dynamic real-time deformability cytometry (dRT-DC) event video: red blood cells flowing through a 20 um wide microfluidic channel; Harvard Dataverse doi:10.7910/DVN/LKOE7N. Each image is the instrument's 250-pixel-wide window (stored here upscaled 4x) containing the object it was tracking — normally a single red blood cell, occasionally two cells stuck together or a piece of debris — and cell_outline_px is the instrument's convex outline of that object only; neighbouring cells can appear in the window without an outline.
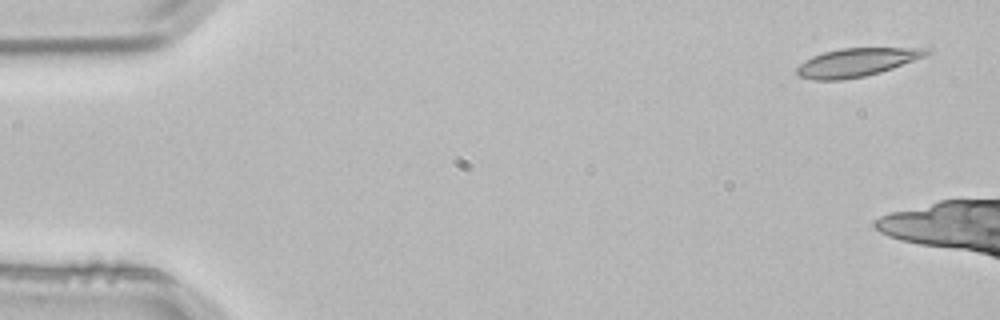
{"species": "common noctule bat (a hibernating species)", "species_latin": "Nyctalus noctula", "temperature_condition": "room temperature", "stored_images_in_passage": 3, "segment_of_instrument_passage": [2, 2], "camera_frame_rate_fps": 3000, "um_per_image_px": 0.085, "animal": {"sex": "male", "body_mass_g": 21.5, "forearm_length_mm": 52.0}, "frame": {"image": 1, "passage_image": 3, "time_ms": 0.667, "image_size_px": [1000, 320], "cell_outline_px": [[932, 52], [924, 56], [892, 68], [880, 72], [864, 76], [840, 80], [812, 80], [800, 76], [796, 72], [796, 68], [804, 60], [812, 56], [824, 52], [840, 48], [928, 48]], "centroid_in_image_um": [72.77, 5.3], "position_along_channel_um": 12.2, "area_um2": 21.21}}